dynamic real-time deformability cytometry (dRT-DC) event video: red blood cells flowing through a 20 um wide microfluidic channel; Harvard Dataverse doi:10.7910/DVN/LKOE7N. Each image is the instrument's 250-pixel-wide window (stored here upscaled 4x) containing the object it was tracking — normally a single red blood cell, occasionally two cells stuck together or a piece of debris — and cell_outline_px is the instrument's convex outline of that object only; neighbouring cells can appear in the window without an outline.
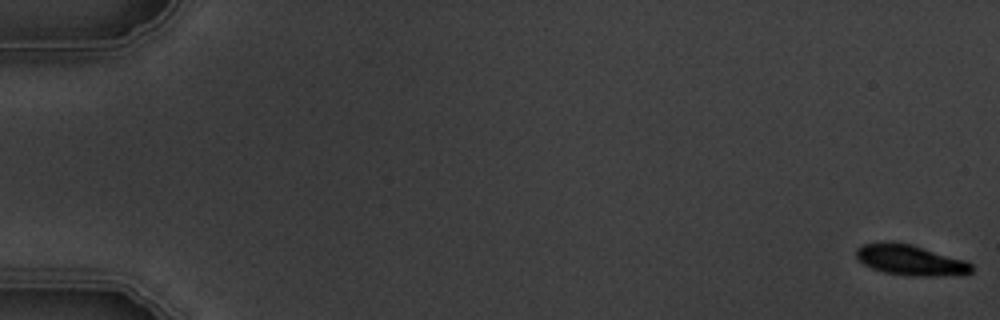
{"species": "common noctule bat (a hibernating species)", "species_latin": "Nyctalus noctula", "temperature_condition": "warm", "stored_images_in_passage": 5, "camera_frame_rate_fps": 3000, "um_per_image_px": 0.085, "animal": {"sex": "male", "body_mass_g": 19.5, "forearm_length_mm": 54.6}, "frame": {"image": 1, "passage_image": 1, "time_ms": 0.0, "image_size_px": [1000, 320], "cell_outline_px": [[972, 272], [932, 276], [908, 276], [884, 272], [872, 268], [864, 264], [856, 256], [856, 248], [864, 244], [912, 244], [968, 260], [972, 264]], "centroid_in_image_um": [77.44, 22.13], "position_along_channel_um": 7.6, "area_um2": 20.0}}
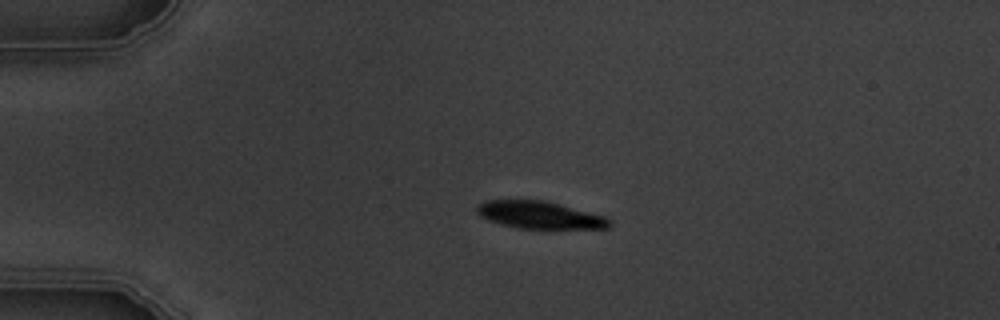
{"frame": {"image": 2, "passage_image": 4, "time_ms": 4.333, "image_size_px": [1000, 320], "cell_outline_px": [[612, 224], [608, 228], [516, 228], [488, 220], [480, 216], [476, 212], [476, 208], [484, 200], [544, 200], [604, 216]], "centroid_in_image_um": [45.82, 18.27], "position_along_channel_um": 39.2, "area_um2": 20.81}}